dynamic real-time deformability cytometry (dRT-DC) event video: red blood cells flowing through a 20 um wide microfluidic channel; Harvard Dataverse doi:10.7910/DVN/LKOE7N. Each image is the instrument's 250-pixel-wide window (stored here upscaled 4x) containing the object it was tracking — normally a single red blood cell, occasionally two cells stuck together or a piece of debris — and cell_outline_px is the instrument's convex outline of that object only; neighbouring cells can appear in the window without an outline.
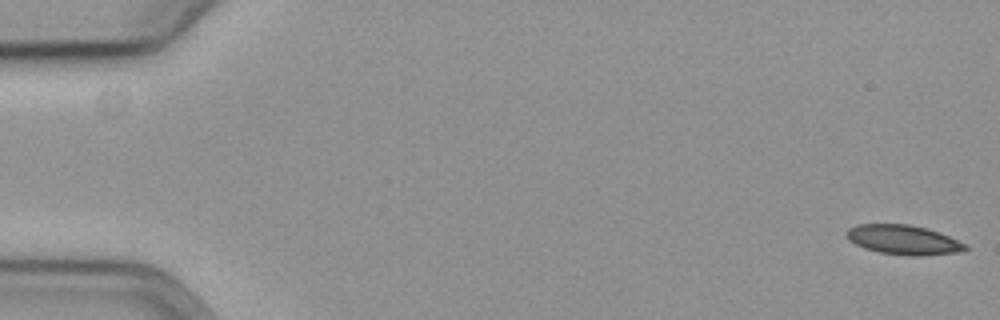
{"species": "common noctule bat (a hibernating species)", "species_latin": "Nyctalus noctula", "temperature_condition": "cold", "stored_images_in_passage": 59, "camera_frame_rate_fps": 3000, "um_per_image_px": 0.085, "animal": {"sex": "female", "body_mass_g": 19.3, "forearm_length_mm": 54.1}, "frame": {"image": 1, "passage_image": 1, "time_ms": 0.0, "image_size_px": [1000, 320], "cell_outline_px": [[968, 248], [956, 252], [920, 256], [912, 256], [880, 252], [864, 248], [848, 240], [848, 228], [860, 224], [908, 224], [940, 232], [968, 244]], "centroid_in_image_um": [76.82, 20.38], "position_along_channel_um": 8.2, "area_um2": 20.23}}
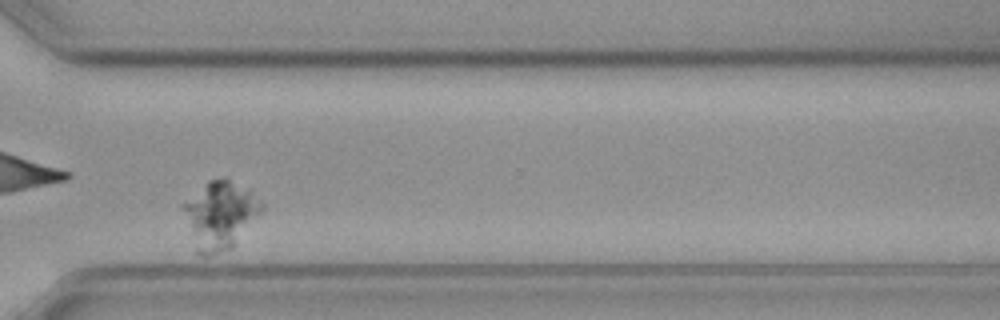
{"frame": {"image": 2, "passage_image": 45, "time_ms": 14.667, "image_size_px": [1000, 320], "cell_outline_px": [[264, 208], [232, 248], [212, 256], [200, 256], [196, 252], [180, 208], [180, 204], [208, 180], [224, 176], [252, 188], [264, 204]], "centroid_in_image_um": [18.69, 18.24], "position_along_channel_um": 351.9, "area_um2": 32.02}}
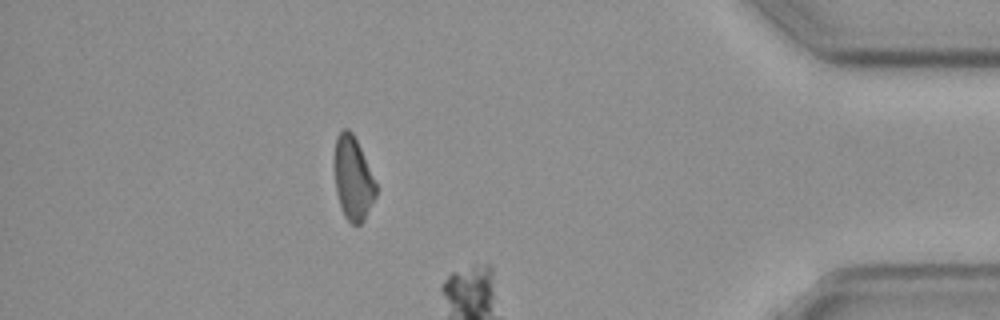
{"frame": {"image": 3, "passage_image": 52, "time_ms": 17.0, "image_size_px": [1000, 320], "cell_outline_px": [[376, 196], [364, 220], [360, 224], [352, 224], [344, 216], [340, 208], [336, 192], [332, 164], [336, 136], [344, 128], [348, 128], [352, 132], [360, 148], [376, 184]], "centroid_in_image_um": [29.95, 15.16], "position_along_channel_um": 405.2, "area_um2": 20.46}}